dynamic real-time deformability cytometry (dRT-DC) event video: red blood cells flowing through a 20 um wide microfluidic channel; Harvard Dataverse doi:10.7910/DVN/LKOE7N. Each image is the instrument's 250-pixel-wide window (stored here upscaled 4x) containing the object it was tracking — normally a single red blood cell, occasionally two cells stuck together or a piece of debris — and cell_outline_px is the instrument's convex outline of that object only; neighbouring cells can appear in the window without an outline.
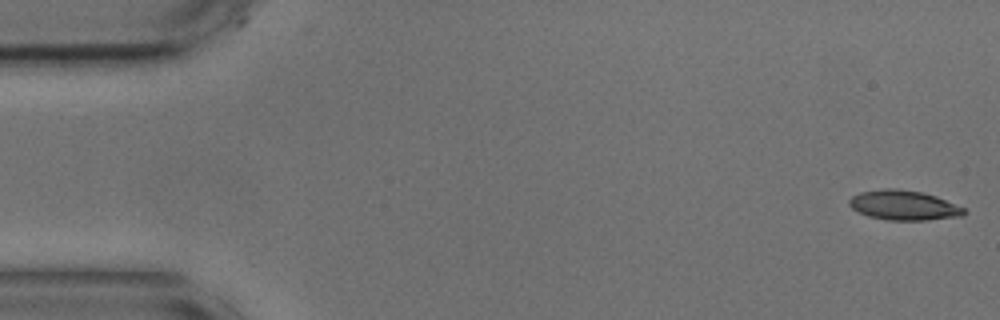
{"species": "common noctule bat (a hibernating species)", "species_latin": "Nyctalus noctula", "temperature_condition": "cold", "stored_images_in_passage": 54, "camera_frame_rate_fps": 3000, "um_per_image_px": 0.085, "animal": {"sex": "male", "body_mass_g": 17.9, "forearm_length_mm": 54.2}, "frame": {"image": 1, "passage_image": 1, "time_ms": 0.0, "image_size_px": [1000, 320], "cell_outline_px": [[968, 212], [964, 216], [928, 220], [888, 220], [868, 216], [852, 208], [848, 204], [848, 200], [852, 196], [860, 192], [884, 188], [896, 188], [920, 192], [936, 196], [964, 208]], "centroid_in_image_um": [76.83, 17.45], "position_along_channel_um": 8.2, "area_um2": 19.94}}
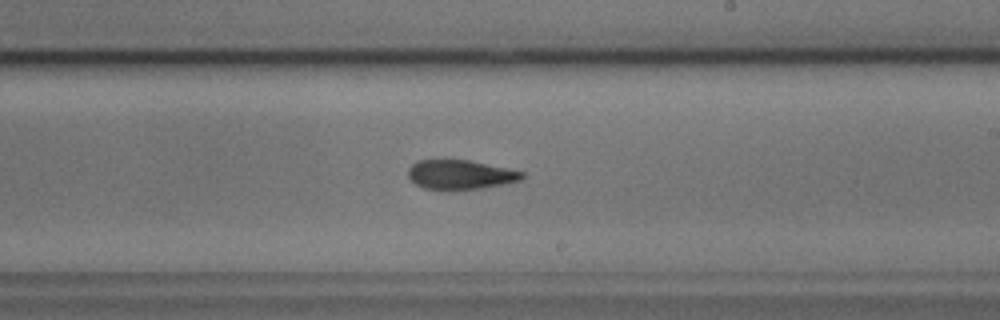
{"frame": {"image": 2, "passage_image": 31, "time_ms": 10.0, "image_size_px": [1000, 320], "cell_outline_px": [[524, 176], [520, 180], [504, 184], [480, 188], [424, 188], [416, 184], [408, 176], [408, 168], [416, 160], [468, 160], [524, 172]], "centroid_in_image_um": [39.11, 14.82], "position_along_channel_um": 249.9, "area_um2": 18.9}}
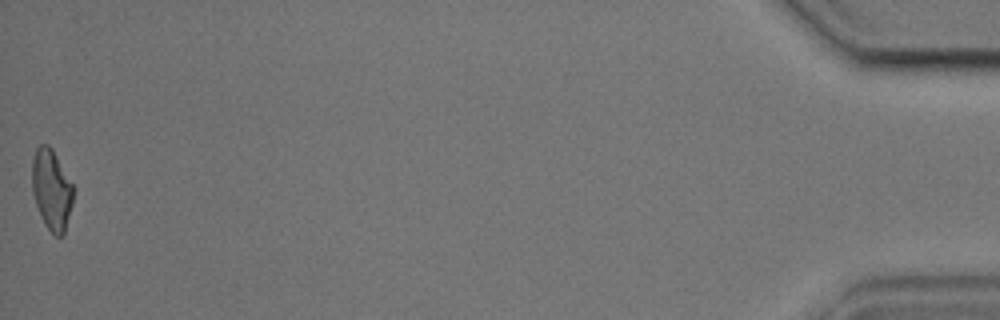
{"frame": {"image": 3, "passage_image": 54, "time_ms": 17.667, "image_size_px": [1000, 320], "cell_outline_px": [[72, 204], [64, 232], [60, 236], [56, 236], [44, 224], [40, 216], [32, 192], [32, 160], [36, 148], [40, 144], [48, 144], [52, 148], [72, 184]], "centroid_in_image_um": [4.35, 16.1], "position_along_channel_um": 430.8, "area_um2": 19.07}, "authors_computed_cell_mechanics": {"area_um2": 19.9121, "velocity_mm_per_s": 3.6469, "shape_relaxation_time_tau1_ms": 2.9933, "shape_relaxation_time_tau2_ms": 3.0287, "deformation_change_tau1": 0.1365, "deformation_change_tau2": 0.1153}}